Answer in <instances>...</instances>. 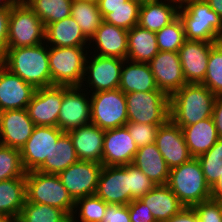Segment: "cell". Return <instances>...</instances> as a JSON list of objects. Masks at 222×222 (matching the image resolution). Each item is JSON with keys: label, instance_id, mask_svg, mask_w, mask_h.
<instances>
[{"label": "cell", "instance_id": "25", "mask_svg": "<svg viewBox=\"0 0 222 222\" xmlns=\"http://www.w3.org/2000/svg\"><path fill=\"white\" fill-rule=\"evenodd\" d=\"M45 43L54 47H88L89 39L69 16L45 26Z\"/></svg>", "mask_w": 222, "mask_h": 222}, {"label": "cell", "instance_id": "2", "mask_svg": "<svg viewBox=\"0 0 222 222\" xmlns=\"http://www.w3.org/2000/svg\"><path fill=\"white\" fill-rule=\"evenodd\" d=\"M216 95L203 84L186 83L170 96V119L179 127L212 117Z\"/></svg>", "mask_w": 222, "mask_h": 222}, {"label": "cell", "instance_id": "43", "mask_svg": "<svg viewBox=\"0 0 222 222\" xmlns=\"http://www.w3.org/2000/svg\"><path fill=\"white\" fill-rule=\"evenodd\" d=\"M192 208L200 222H222V201L210 198Z\"/></svg>", "mask_w": 222, "mask_h": 222}, {"label": "cell", "instance_id": "21", "mask_svg": "<svg viewBox=\"0 0 222 222\" xmlns=\"http://www.w3.org/2000/svg\"><path fill=\"white\" fill-rule=\"evenodd\" d=\"M36 88L0 63V106L4 111L27 109Z\"/></svg>", "mask_w": 222, "mask_h": 222}, {"label": "cell", "instance_id": "37", "mask_svg": "<svg viewBox=\"0 0 222 222\" xmlns=\"http://www.w3.org/2000/svg\"><path fill=\"white\" fill-rule=\"evenodd\" d=\"M107 205L96 195L80 198L75 201L71 222H102Z\"/></svg>", "mask_w": 222, "mask_h": 222}, {"label": "cell", "instance_id": "9", "mask_svg": "<svg viewBox=\"0 0 222 222\" xmlns=\"http://www.w3.org/2000/svg\"><path fill=\"white\" fill-rule=\"evenodd\" d=\"M91 123L103 130L125 126L128 122L125 94L119 89L90 94Z\"/></svg>", "mask_w": 222, "mask_h": 222}, {"label": "cell", "instance_id": "5", "mask_svg": "<svg viewBox=\"0 0 222 222\" xmlns=\"http://www.w3.org/2000/svg\"><path fill=\"white\" fill-rule=\"evenodd\" d=\"M25 183L26 201L57 207L71 217L75 201L62 185L58 174L28 171L25 174Z\"/></svg>", "mask_w": 222, "mask_h": 222}, {"label": "cell", "instance_id": "11", "mask_svg": "<svg viewBox=\"0 0 222 222\" xmlns=\"http://www.w3.org/2000/svg\"><path fill=\"white\" fill-rule=\"evenodd\" d=\"M86 89L63 85V100L58 117V128L63 132L91 123L90 93Z\"/></svg>", "mask_w": 222, "mask_h": 222}, {"label": "cell", "instance_id": "46", "mask_svg": "<svg viewBox=\"0 0 222 222\" xmlns=\"http://www.w3.org/2000/svg\"><path fill=\"white\" fill-rule=\"evenodd\" d=\"M102 222H131L128 205L108 204Z\"/></svg>", "mask_w": 222, "mask_h": 222}, {"label": "cell", "instance_id": "1", "mask_svg": "<svg viewBox=\"0 0 222 222\" xmlns=\"http://www.w3.org/2000/svg\"><path fill=\"white\" fill-rule=\"evenodd\" d=\"M0 63L36 89L51 86L49 46L45 42L31 47L7 48Z\"/></svg>", "mask_w": 222, "mask_h": 222}, {"label": "cell", "instance_id": "6", "mask_svg": "<svg viewBox=\"0 0 222 222\" xmlns=\"http://www.w3.org/2000/svg\"><path fill=\"white\" fill-rule=\"evenodd\" d=\"M87 48L49 46L51 85H81L86 57L91 52Z\"/></svg>", "mask_w": 222, "mask_h": 222}, {"label": "cell", "instance_id": "54", "mask_svg": "<svg viewBox=\"0 0 222 222\" xmlns=\"http://www.w3.org/2000/svg\"><path fill=\"white\" fill-rule=\"evenodd\" d=\"M18 3V0H0V8H11Z\"/></svg>", "mask_w": 222, "mask_h": 222}, {"label": "cell", "instance_id": "7", "mask_svg": "<svg viewBox=\"0 0 222 222\" xmlns=\"http://www.w3.org/2000/svg\"><path fill=\"white\" fill-rule=\"evenodd\" d=\"M128 122L164 124L170 119V97L163 91L125 94Z\"/></svg>", "mask_w": 222, "mask_h": 222}, {"label": "cell", "instance_id": "32", "mask_svg": "<svg viewBox=\"0 0 222 222\" xmlns=\"http://www.w3.org/2000/svg\"><path fill=\"white\" fill-rule=\"evenodd\" d=\"M25 202V177L0 181V215L13 216L17 219Z\"/></svg>", "mask_w": 222, "mask_h": 222}, {"label": "cell", "instance_id": "51", "mask_svg": "<svg viewBox=\"0 0 222 222\" xmlns=\"http://www.w3.org/2000/svg\"><path fill=\"white\" fill-rule=\"evenodd\" d=\"M220 178L217 183L212 187V195L211 198L222 201V170L220 172Z\"/></svg>", "mask_w": 222, "mask_h": 222}, {"label": "cell", "instance_id": "48", "mask_svg": "<svg viewBox=\"0 0 222 222\" xmlns=\"http://www.w3.org/2000/svg\"><path fill=\"white\" fill-rule=\"evenodd\" d=\"M165 222H200L193 208L184 207L178 214Z\"/></svg>", "mask_w": 222, "mask_h": 222}, {"label": "cell", "instance_id": "59", "mask_svg": "<svg viewBox=\"0 0 222 222\" xmlns=\"http://www.w3.org/2000/svg\"><path fill=\"white\" fill-rule=\"evenodd\" d=\"M172 1H176V2H178L179 4H181V3L185 2L186 0H172Z\"/></svg>", "mask_w": 222, "mask_h": 222}, {"label": "cell", "instance_id": "20", "mask_svg": "<svg viewBox=\"0 0 222 222\" xmlns=\"http://www.w3.org/2000/svg\"><path fill=\"white\" fill-rule=\"evenodd\" d=\"M212 45L211 42L185 40L178 54L186 83L203 82Z\"/></svg>", "mask_w": 222, "mask_h": 222}, {"label": "cell", "instance_id": "55", "mask_svg": "<svg viewBox=\"0 0 222 222\" xmlns=\"http://www.w3.org/2000/svg\"><path fill=\"white\" fill-rule=\"evenodd\" d=\"M0 222H17V219L13 216L0 215Z\"/></svg>", "mask_w": 222, "mask_h": 222}, {"label": "cell", "instance_id": "22", "mask_svg": "<svg viewBox=\"0 0 222 222\" xmlns=\"http://www.w3.org/2000/svg\"><path fill=\"white\" fill-rule=\"evenodd\" d=\"M34 128L35 124L30 119L27 109L4 111L0 144L21 150Z\"/></svg>", "mask_w": 222, "mask_h": 222}, {"label": "cell", "instance_id": "52", "mask_svg": "<svg viewBox=\"0 0 222 222\" xmlns=\"http://www.w3.org/2000/svg\"><path fill=\"white\" fill-rule=\"evenodd\" d=\"M204 154H211L222 159V138H220L207 152Z\"/></svg>", "mask_w": 222, "mask_h": 222}, {"label": "cell", "instance_id": "35", "mask_svg": "<svg viewBox=\"0 0 222 222\" xmlns=\"http://www.w3.org/2000/svg\"><path fill=\"white\" fill-rule=\"evenodd\" d=\"M17 222H71V217L57 207L26 201Z\"/></svg>", "mask_w": 222, "mask_h": 222}, {"label": "cell", "instance_id": "18", "mask_svg": "<svg viewBox=\"0 0 222 222\" xmlns=\"http://www.w3.org/2000/svg\"><path fill=\"white\" fill-rule=\"evenodd\" d=\"M155 144L169 169L178 167L192 158L182 129L171 119L159 126Z\"/></svg>", "mask_w": 222, "mask_h": 222}, {"label": "cell", "instance_id": "29", "mask_svg": "<svg viewBox=\"0 0 222 222\" xmlns=\"http://www.w3.org/2000/svg\"><path fill=\"white\" fill-rule=\"evenodd\" d=\"M180 128L182 129L189 153L195 158L207 152L220 139L212 117Z\"/></svg>", "mask_w": 222, "mask_h": 222}, {"label": "cell", "instance_id": "40", "mask_svg": "<svg viewBox=\"0 0 222 222\" xmlns=\"http://www.w3.org/2000/svg\"><path fill=\"white\" fill-rule=\"evenodd\" d=\"M20 150L0 144V181L25 177Z\"/></svg>", "mask_w": 222, "mask_h": 222}, {"label": "cell", "instance_id": "58", "mask_svg": "<svg viewBox=\"0 0 222 222\" xmlns=\"http://www.w3.org/2000/svg\"><path fill=\"white\" fill-rule=\"evenodd\" d=\"M139 1L140 3L148 2V1H154V0H136Z\"/></svg>", "mask_w": 222, "mask_h": 222}, {"label": "cell", "instance_id": "16", "mask_svg": "<svg viewBox=\"0 0 222 222\" xmlns=\"http://www.w3.org/2000/svg\"><path fill=\"white\" fill-rule=\"evenodd\" d=\"M148 64L158 89L169 97L186 84L178 52L159 51Z\"/></svg>", "mask_w": 222, "mask_h": 222}, {"label": "cell", "instance_id": "53", "mask_svg": "<svg viewBox=\"0 0 222 222\" xmlns=\"http://www.w3.org/2000/svg\"><path fill=\"white\" fill-rule=\"evenodd\" d=\"M212 10H214L222 20V0H205Z\"/></svg>", "mask_w": 222, "mask_h": 222}, {"label": "cell", "instance_id": "12", "mask_svg": "<svg viewBox=\"0 0 222 222\" xmlns=\"http://www.w3.org/2000/svg\"><path fill=\"white\" fill-rule=\"evenodd\" d=\"M95 195L107 204L128 205L131 200L130 164L103 166Z\"/></svg>", "mask_w": 222, "mask_h": 222}, {"label": "cell", "instance_id": "26", "mask_svg": "<svg viewBox=\"0 0 222 222\" xmlns=\"http://www.w3.org/2000/svg\"><path fill=\"white\" fill-rule=\"evenodd\" d=\"M130 61V62H129ZM124 94L129 92L161 91L148 63L124 59L118 87Z\"/></svg>", "mask_w": 222, "mask_h": 222}, {"label": "cell", "instance_id": "14", "mask_svg": "<svg viewBox=\"0 0 222 222\" xmlns=\"http://www.w3.org/2000/svg\"><path fill=\"white\" fill-rule=\"evenodd\" d=\"M63 100V85L37 88L27 111L35 126L58 127V117Z\"/></svg>", "mask_w": 222, "mask_h": 222}, {"label": "cell", "instance_id": "17", "mask_svg": "<svg viewBox=\"0 0 222 222\" xmlns=\"http://www.w3.org/2000/svg\"><path fill=\"white\" fill-rule=\"evenodd\" d=\"M138 147L126 126L104 132L102 165L123 166L132 164Z\"/></svg>", "mask_w": 222, "mask_h": 222}, {"label": "cell", "instance_id": "27", "mask_svg": "<svg viewBox=\"0 0 222 222\" xmlns=\"http://www.w3.org/2000/svg\"><path fill=\"white\" fill-rule=\"evenodd\" d=\"M140 200L147 205L157 222L169 220L184 208L178 197L166 184L156 185Z\"/></svg>", "mask_w": 222, "mask_h": 222}, {"label": "cell", "instance_id": "31", "mask_svg": "<svg viewBox=\"0 0 222 222\" xmlns=\"http://www.w3.org/2000/svg\"><path fill=\"white\" fill-rule=\"evenodd\" d=\"M76 151L72 140L67 132H64L56 144H54L49 157H46L44 163L37 171L49 174H59L70 165L78 162Z\"/></svg>", "mask_w": 222, "mask_h": 222}, {"label": "cell", "instance_id": "47", "mask_svg": "<svg viewBox=\"0 0 222 222\" xmlns=\"http://www.w3.org/2000/svg\"><path fill=\"white\" fill-rule=\"evenodd\" d=\"M10 13L11 8H0V60L7 50Z\"/></svg>", "mask_w": 222, "mask_h": 222}, {"label": "cell", "instance_id": "38", "mask_svg": "<svg viewBox=\"0 0 222 222\" xmlns=\"http://www.w3.org/2000/svg\"><path fill=\"white\" fill-rule=\"evenodd\" d=\"M201 84L205 85L216 96L222 95V41L212 45L206 75Z\"/></svg>", "mask_w": 222, "mask_h": 222}, {"label": "cell", "instance_id": "44", "mask_svg": "<svg viewBox=\"0 0 222 222\" xmlns=\"http://www.w3.org/2000/svg\"><path fill=\"white\" fill-rule=\"evenodd\" d=\"M199 160L206 182L212 188L220 178L222 170V159L211 154H202L197 157Z\"/></svg>", "mask_w": 222, "mask_h": 222}, {"label": "cell", "instance_id": "36", "mask_svg": "<svg viewBox=\"0 0 222 222\" xmlns=\"http://www.w3.org/2000/svg\"><path fill=\"white\" fill-rule=\"evenodd\" d=\"M140 5L139 1L128 0V6L99 8V10L104 22L130 30L139 22Z\"/></svg>", "mask_w": 222, "mask_h": 222}, {"label": "cell", "instance_id": "19", "mask_svg": "<svg viewBox=\"0 0 222 222\" xmlns=\"http://www.w3.org/2000/svg\"><path fill=\"white\" fill-rule=\"evenodd\" d=\"M89 48L94 51L91 54L127 59L128 30L102 21L100 27L89 40Z\"/></svg>", "mask_w": 222, "mask_h": 222}, {"label": "cell", "instance_id": "33", "mask_svg": "<svg viewBox=\"0 0 222 222\" xmlns=\"http://www.w3.org/2000/svg\"><path fill=\"white\" fill-rule=\"evenodd\" d=\"M73 0H27L25 3L44 26L71 16Z\"/></svg>", "mask_w": 222, "mask_h": 222}, {"label": "cell", "instance_id": "39", "mask_svg": "<svg viewBox=\"0 0 222 222\" xmlns=\"http://www.w3.org/2000/svg\"><path fill=\"white\" fill-rule=\"evenodd\" d=\"M156 40L159 51H179L186 40L184 26L179 16L169 25L156 32Z\"/></svg>", "mask_w": 222, "mask_h": 222}, {"label": "cell", "instance_id": "28", "mask_svg": "<svg viewBox=\"0 0 222 222\" xmlns=\"http://www.w3.org/2000/svg\"><path fill=\"white\" fill-rule=\"evenodd\" d=\"M132 164L149 177L155 185L167 184L170 169L155 142L139 147Z\"/></svg>", "mask_w": 222, "mask_h": 222}, {"label": "cell", "instance_id": "23", "mask_svg": "<svg viewBox=\"0 0 222 222\" xmlns=\"http://www.w3.org/2000/svg\"><path fill=\"white\" fill-rule=\"evenodd\" d=\"M104 132L105 130L93 123L67 132L79 161H93L102 164Z\"/></svg>", "mask_w": 222, "mask_h": 222}, {"label": "cell", "instance_id": "3", "mask_svg": "<svg viewBox=\"0 0 222 222\" xmlns=\"http://www.w3.org/2000/svg\"><path fill=\"white\" fill-rule=\"evenodd\" d=\"M178 16L187 40L222 41V20L205 0H186L180 4Z\"/></svg>", "mask_w": 222, "mask_h": 222}, {"label": "cell", "instance_id": "24", "mask_svg": "<svg viewBox=\"0 0 222 222\" xmlns=\"http://www.w3.org/2000/svg\"><path fill=\"white\" fill-rule=\"evenodd\" d=\"M179 7L180 4L172 0L141 3L138 25L156 33L178 17Z\"/></svg>", "mask_w": 222, "mask_h": 222}, {"label": "cell", "instance_id": "41", "mask_svg": "<svg viewBox=\"0 0 222 222\" xmlns=\"http://www.w3.org/2000/svg\"><path fill=\"white\" fill-rule=\"evenodd\" d=\"M160 125L163 124H142L137 122H127L125 124L138 148L155 142Z\"/></svg>", "mask_w": 222, "mask_h": 222}, {"label": "cell", "instance_id": "57", "mask_svg": "<svg viewBox=\"0 0 222 222\" xmlns=\"http://www.w3.org/2000/svg\"><path fill=\"white\" fill-rule=\"evenodd\" d=\"M77 1H87V2H94V3L98 2V0H77Z\"/></svg>", "mask_w": 222, "mask_h": 222}, {"label": "cell", "instance_id": "50", "mask_svg": "<svg viewBox=\"0 0 222 222\" xmlns=\"http://www.w3.org/2000/svg\"><path fill=\"white\" fill-rule=\"evenodd\" d=\"M98 8H118L128 6V0H98Z\"/></svg>", "mask_w": 222, "mask_h": 222}, {"label": "cell", "instance_id": "45", "mask_svg": "<svg viewBox=\"0 0 222 222\" xmlns=\"http://www.w3.org/2000/svg\"><path fill=\"white\" fill-rule=\"evenodd\" d=\"M128 211L131 222H157L151 213L140 199H135L128 204Z\"/></svg>", "mask_w": 222, "mask_h": 222}, {"label": "cell", "instance_id": "56", "mask_svg": "<svg viewBox=\"0 0 222 222\" xmlns=\"http://www.w3.org/2000/svg\"><path fill=\"white\" fill-rule=\"evenodd\" d=\"M3 113H4V110H3V108L0 106V134H1V123H2V119H3Z\"/></svg>", "mask_w": 222, "mask_h": 222}, {"label": "cell", "instance_id": "42", "mask_svg": "<svg viewBox=\"0 0 222 222\" xmlns=\"http://www.w3.org/2000/svg\"><path fill=\"white\" fill-rule=\"evenodd\" d=\"M155 186V183L151 181V179L139 168H137L134 164H130V189L132 201L140 199Z\"/></svg>", "mask_w": 222, "mask_h": 222}, {"label": "cell", "instance_id": "49", "mask_svg": "<svg viewBox=\"0 0 222 222\" xmlns=\"http://www.w3.org/2000/svg\"><path fill=\"white\" fill-rule=\"evenodd\" d=\"M212 119L213 122L215 123L218 137L222 138V95L216 96L212 113Z\"/></svg>", "mask_w": 222, "mask_h": 222}, {"label": "cell", "instance_id": "15", "mask_svg": "<svg viewBox=\"0 0 222 222\" xmlns=\"http://www.w3.org/2000/svg\"><path fill=\"white\" fill-rule=\"evenodd\" d=\"M63 133L58 127L35 126L32 135L20 150L24 170H37L49 157L54 144Z\"/></svg>", "mask_w": 222, "mask_h": 222}, {"label": "cell", "instance_id": "34", "mask_svg": "<svg viewBox=\"0 0 222 222\" xmlns=\"http://www.w3.org/2000/svg\"><path fill=\"white\" fill-rule=\"evenodd\" d=\"M71 16L89 40L103 21L98 4L94 2L73 0Z\"/></svg>", "mask_w": 222, "mask_h": 222}, {"label": "cell", "instance_id": "8", "mask_svg": "<svg viewBox=\"0 0 222 222\" xmlns=\"http://www.w3.org/2000/svg\"><path fill=\"white\" fill-rule=\"evenodd\" d=\"M45 42V26L25 2L11 7L7 48L31 47Z\"/></svg>", "mask_w": 222, "mask_h": 222}, {"label": "cell", "instance_id": "10", "mask_svg": "<svg viewBox=\"0 0 222 222\" xmlns=\"http://www.w3.org/2000/svg\"><path fill=\"white\" fill-rule=\"evenodd\" d=\"M90 55L91 53L86 57L84 77L80 87L83 89L89 87V93L117 89L124 60L96 54Z\"/></svg>", "mask_w": 222, "mask_h": 222}, {"label": "cell", "instance_id": "30", "mask_svg": "<svg viewBox=\"0 0 222 222\" xmlns=\"http://www.w3.org/2000/svg\"><path fill=\"white\" fill-rule=\"evenodd\" d=\"M158 52L155 32L149 31L138 24L128 30V60L149 63Z\"/></svg>", "mask_w": 222, "mask_h": 222}, {"label": "cell", "instance_id": "13", "mask_svg": "<svg viewBox=\"0 0 222 222\" xmlns=\"http://www.w3.org/2000/svg\"><path fill=\"white\" fill-rule=\"evenodd\" d=\"M103 165L93 161H78L58 174L62 185L74 201L95 195Z\"/></svg>", "mask_w": 222, "mask_h": 222}, {"label": "cell", "instance_id": "4", "mask_svg": "<svg viewBox=\"0 0 222 222\" xmlns=\"http://www.w3.org/2000/svg\"><path fill=\"white\" fill-rule=\"evenodd\" d=\"M184 207L192 208L211 198L212 188L206 182L199 160L192 157L188 162L170 169L166 184Z\"/></svg>", "mask_w": 222, "mask_h": 222}]
</instances>
